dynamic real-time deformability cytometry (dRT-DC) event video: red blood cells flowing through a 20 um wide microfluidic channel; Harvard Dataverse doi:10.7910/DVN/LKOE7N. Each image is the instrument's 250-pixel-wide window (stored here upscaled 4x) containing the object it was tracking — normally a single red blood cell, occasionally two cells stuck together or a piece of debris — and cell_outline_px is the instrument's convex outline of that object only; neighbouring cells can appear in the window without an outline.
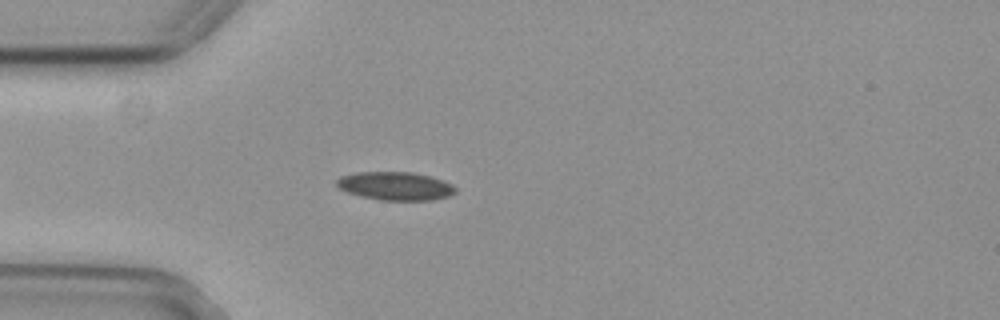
{"species": "common noctule bat (a hibernating species)", "species_latin": "Nyctalus noctula", "temperature_condition": "cold", "stored_images_in_passage": 50, "camera_frame_rate_fps": 3000, "um_per_image_px": 0.085, "animal": {"sex": "female", "body_mass_g": 29.2, "forearm_length_mm": 56.3}, "frame": {"image": 1, "passage_image": 10, "time_ms": 3.0, "image_size_px": [1000, 320], "cell_outline_px": [[456, 192], [448, 196], [432, 200], [380, 200], [360, 196], [348, 192], [340, 188], [336, 184], [336, 180], [340, 176], [356, 172], [412, 172], [432, 176], [444, 180], [452, 184], [456, 188]], "centroid_in_image_um": [33.62, 15.8], "position_along_channel_um": 51.4, "area_um2": 19.71}}
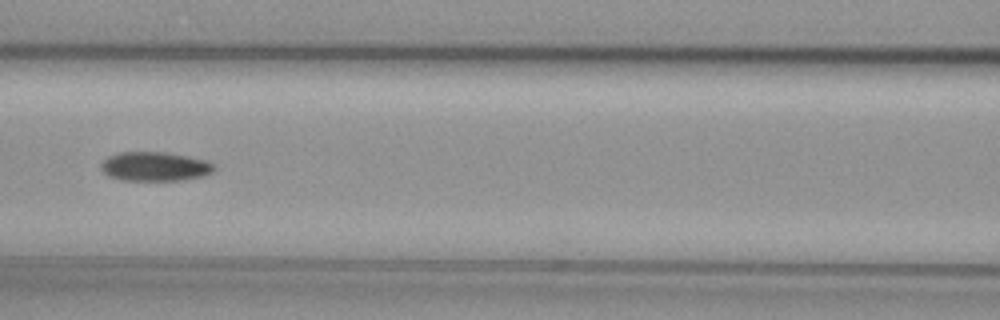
{"frame": {"image": 2, "passage_image": 19, "time_ms": 6.0, "image_size_px": [1000, 320], "cell_outline_px": [[216, 168], [212, 172], [204, 176], [184, 180], [120, 180], [108, 176], [100, 168], [100, 164], [108, 156], [120, 152], [164, 152], [188, 156], [204, 160], [216, 164]], "centroid_in_image_um": [13.17, 14.15], "position_along_channel_um": 153.4, "area_um2": 19.36}}
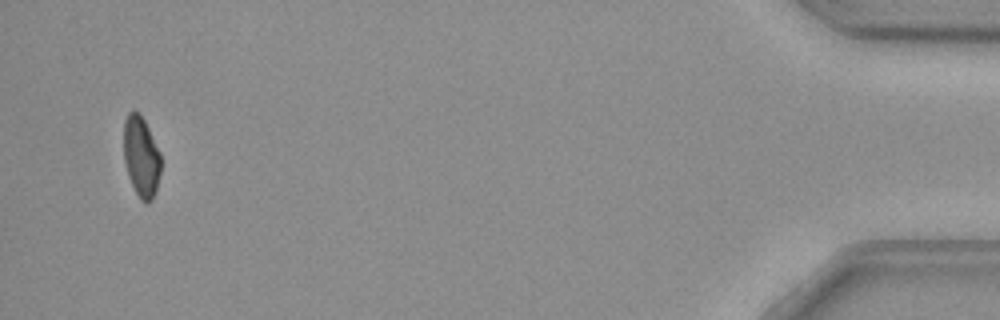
{"frame": {"image": 3, "passage_image": 48, "time_ms": 15.667, "image_size_px": [1000, 320], "cell_outline_px": [[160, 172], [156, 192], [152, 200], [148, 204], [144, 204], [140, 200], [128, 176], [124, 160], [124, 120], [128, 112], [140, 112], [160, 152]], "centroid_in_image_um": [12.0, 13.35], "position_along_channel_um": 423.2, "area_um2": 17.51}}